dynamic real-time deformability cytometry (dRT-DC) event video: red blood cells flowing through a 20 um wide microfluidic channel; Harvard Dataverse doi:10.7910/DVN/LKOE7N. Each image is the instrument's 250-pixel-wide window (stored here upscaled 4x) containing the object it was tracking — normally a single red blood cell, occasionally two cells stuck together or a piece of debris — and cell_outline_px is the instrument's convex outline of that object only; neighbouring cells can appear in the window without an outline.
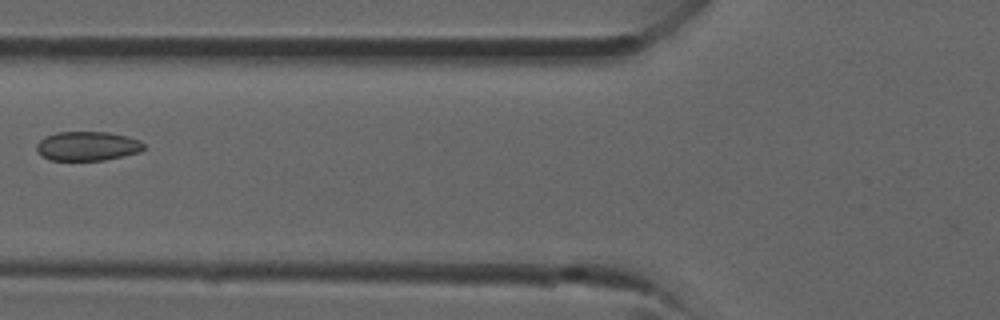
{"species": "common noctule bat (a hibernating species)", "species_latin": "Nyctalus noctula", "temperature_condition": "room temperature", "stored_images_in_passage": 28, "camera_frame_rate_fps": 3000, "um_per_image_px": 0.085, "animal": {"sex": "male", "forearm_length_mm": 52.5}, "frame": {"image": 1, "passage_image": 5, "time_ms": 1.333, "image_size_px": [1000, 320], "cell_outline_px": [[144, 148], [140, 152], [124, 156], [104, 160], [52, 160], [40, 156], [36, 148], [36, 144], [40, 140], [56, 132], [108, 132], [128, 136], [140, 140], [144, 144]], "centroid_in_image_um": [7.44, 12.42], "position_along_channel_um": 118.4, "area_um2": 18.32}}
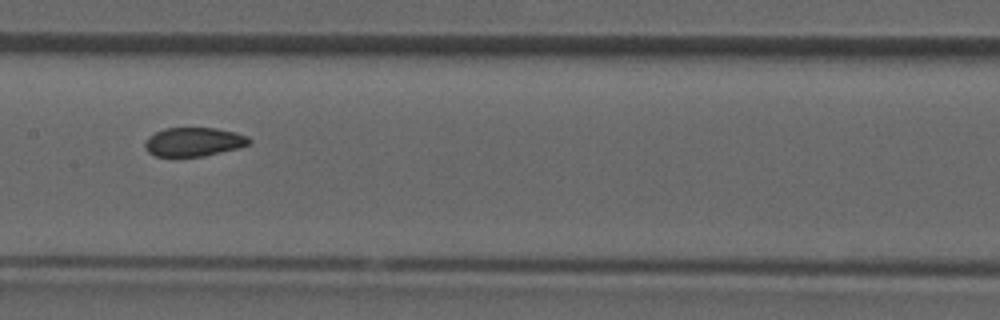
{"frame": {"image": 2, "passage_image": 9, "time_ms": 2.667, "image_size_px": [1000, 320], "cell_outline_px": [[252, 140], [248, 144], [236, 148], [204, 156], [176, 160], [156, 156], [148, 152], [144, 148], [144, 140], [148, 136], [164, 128], [216, 128], [236, 132], [248, 136]], "centroid_in_image_um": [16.38, 12.1], "position_along_channel_um": 191.0, "area_um2": 18.21}}